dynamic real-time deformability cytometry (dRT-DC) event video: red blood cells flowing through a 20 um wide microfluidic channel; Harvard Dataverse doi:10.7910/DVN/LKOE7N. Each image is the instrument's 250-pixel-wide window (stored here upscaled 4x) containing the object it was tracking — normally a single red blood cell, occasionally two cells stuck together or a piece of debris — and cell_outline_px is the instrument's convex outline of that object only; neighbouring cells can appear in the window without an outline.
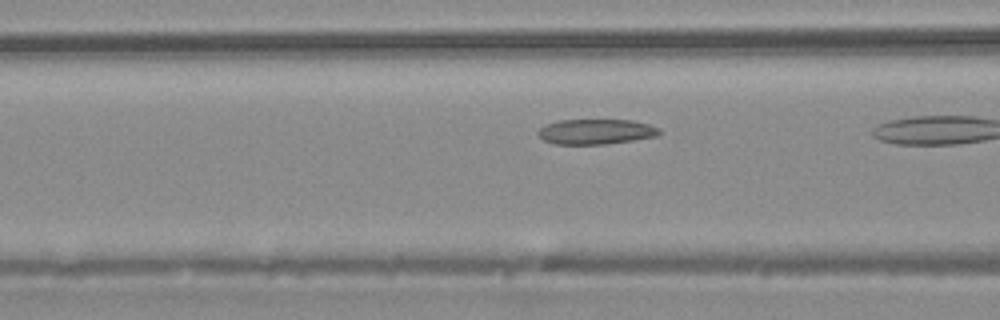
{"species": "common noctule bat (a hibernating species)", "species_latin": "Nyctalus noctula", "temperature_condition": "warm", "stored_images_in_passage": 13, "camera_frame_rate_fps": 3000, "um_per_image_px": 0.085, "animal": {"sex": "male", "body_mass_g": 20.4}, "frame": {"image": 1, "passage_image": 11, "time_ms": 3.333, "image_size_px": [1000, 320], "cell_outline_px": [[660, 132], [656, 136], [632, 140], [604, 144], [556, 144], [544, 140], [536, 132], [540, 128], [548, 124], [560, 120], [632, 120], [648, 124], [660, 128]], "centroid_in_image_um": [50.65, 11.19], "position_along_channel_um": 115.9, "area_um2": 17.57}}